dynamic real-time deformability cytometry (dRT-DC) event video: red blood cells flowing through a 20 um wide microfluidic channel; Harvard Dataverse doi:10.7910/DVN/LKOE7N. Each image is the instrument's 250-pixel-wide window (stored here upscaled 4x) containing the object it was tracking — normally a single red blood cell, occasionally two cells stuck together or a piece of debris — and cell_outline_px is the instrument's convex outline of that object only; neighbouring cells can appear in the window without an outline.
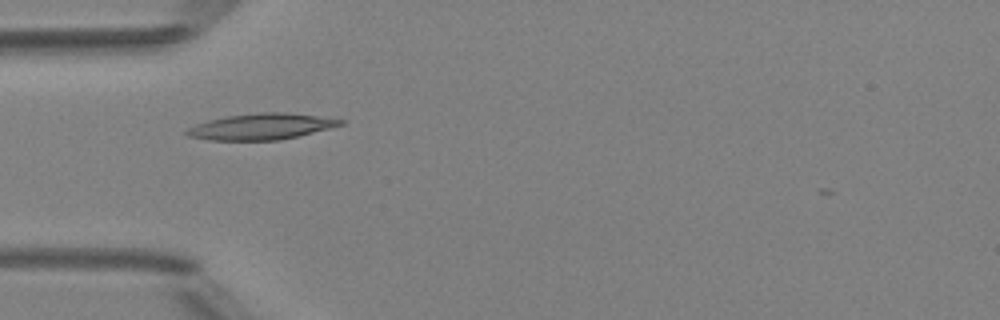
{"species": "Egyptian fruit bat (a non-hibernating species)", "species_latin": "Rousettus aegyptiacus", "temperature_condition": "room temperature", "stored_images_in_passage": 3, "camera_frame_rate_fps": 3000, "um_per_image_px": 0.085, "animal": {"sex": "female"}, "frame": {"image": 1, "passage_image": 1, "time_ms": 0.0, "image_size_px": [1000, 320], "cell_outline_px": [[344, 124], [280, 140], [208, 140], [188, 136], [184, 132], [188, 128], [196, 124], [208, 120], [228, 116], [260, 112], [284, 112], [316, 116], [344, 120]], "centroid_in_image_um": [22.15, 10.76], "position_along_channel_um": 62.9, "area_um2": 23.0}}
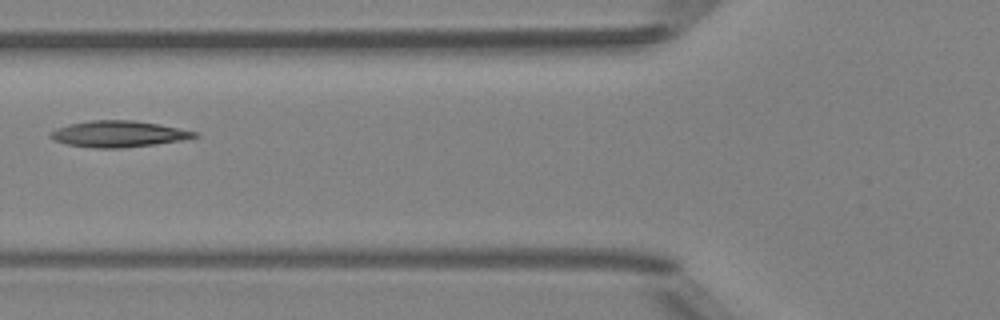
{"frame": {"image": 2, "passage_image": 2, "time_ms": 1.333, "image_size_px": [1000, 320], "cell_outline_px": [[200, 136], [180, 140], [156, 144], [120, 148], [96, 148], [68, 144], [52, 140], [48, 136], [48, 132], [56, 128], [68, 124], [92, 120], [132, 120], [156, 124], [196, 132]], "centroid_in_image_um": [9.98, 11.38], "position_along_channel_um": 115.8, "area_um2": 21.85}}
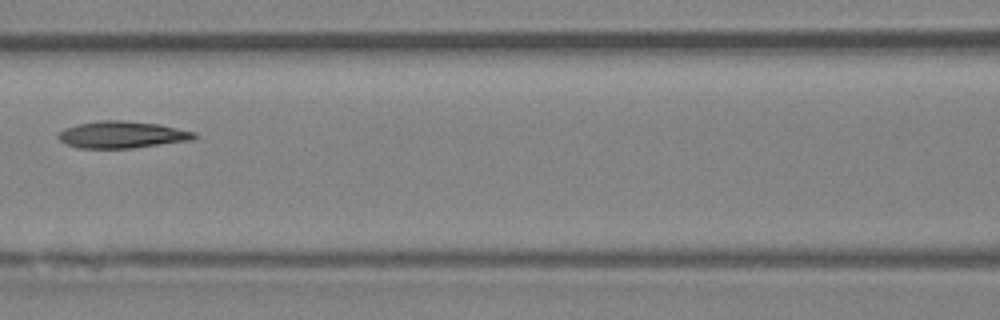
{"frame": {"image": 3, "passage_image": 3, "time_ms": 2.333, "image_size_px": [1000, 320], "cell_outline_px": [[196, 136], [192, 140], [132, 148], [76, 148], [60, 140], [56, 136], [64, 128], [76, 124], [96, 120], [120, 120], [160, 124], [196, 132]], "centroid_in_image_um": [10.35, 11.44], "position_along_channel_um": 156.2, "area_um2": 21.39}}